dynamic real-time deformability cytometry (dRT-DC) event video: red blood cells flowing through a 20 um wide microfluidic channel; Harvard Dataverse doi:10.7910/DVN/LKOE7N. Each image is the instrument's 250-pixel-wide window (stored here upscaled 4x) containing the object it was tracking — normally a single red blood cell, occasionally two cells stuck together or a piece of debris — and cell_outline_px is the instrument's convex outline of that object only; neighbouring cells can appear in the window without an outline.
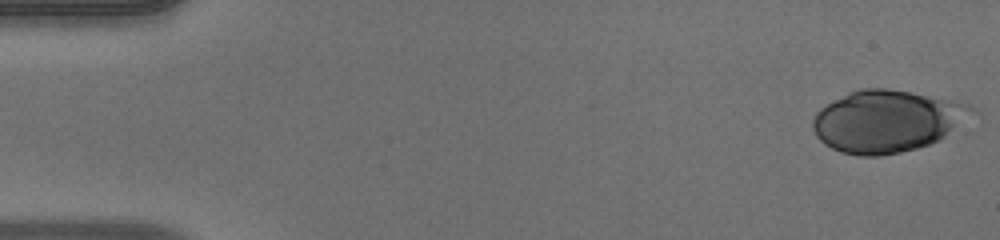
{"species": "human", "species_latin": "Homo sapiens", "temperature_condition": "warm", "stored_images_in_passage": 50, "camera_frame_rate_fps": 3000, "um_per_image_px": 0.085, "donor": {"sex": "male"}, "frame": {"image": 1, "passage_image": 1, "time_ms": 0.0, "image_size_px": [1000, 240], "cell_outline_px": [[980, 112], [940, 140], [916, 148], [900, 152], [880, 156], [860, 156], [840, 152], [824, 144], [816, 136], [812, 128], [812, 120], [816, 112], [820, 108], [848, 92], [860, 88], [888, 88], [912, 92], [968, 104], [976, 108]], "centroid_in_image_um": [75.41, 10.3], "position_along_channel_um": 9.6, "area_um2": 57.86}}
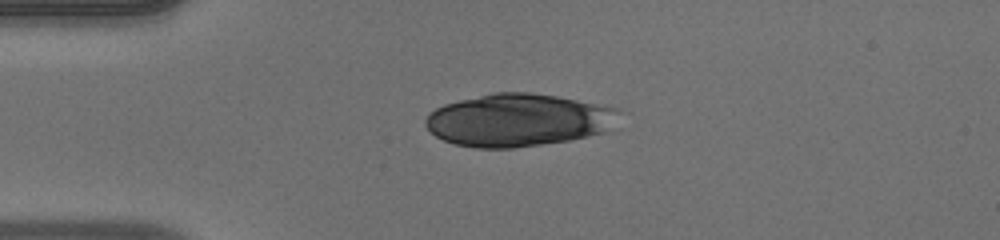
{"frame": {"image": 2, "passage_image": 12, "time_ms": 3.667, "image_size_px": [1000, 240], "cell_outline_px": [[620, 112], [604, 132], [588, 136], [568, 140], [512, 148], [476, 148], [456, 144], [444, 140], [436, 136], [424, 124], [424, 120], [428, 112], [444, 104], [492, 92], [532, 92], [556, 96], [620, 108]], "centroid_in_image_um": [43.99, 10.19], "position_along_channel_um": 41.0, "area_um2": 59.07}}